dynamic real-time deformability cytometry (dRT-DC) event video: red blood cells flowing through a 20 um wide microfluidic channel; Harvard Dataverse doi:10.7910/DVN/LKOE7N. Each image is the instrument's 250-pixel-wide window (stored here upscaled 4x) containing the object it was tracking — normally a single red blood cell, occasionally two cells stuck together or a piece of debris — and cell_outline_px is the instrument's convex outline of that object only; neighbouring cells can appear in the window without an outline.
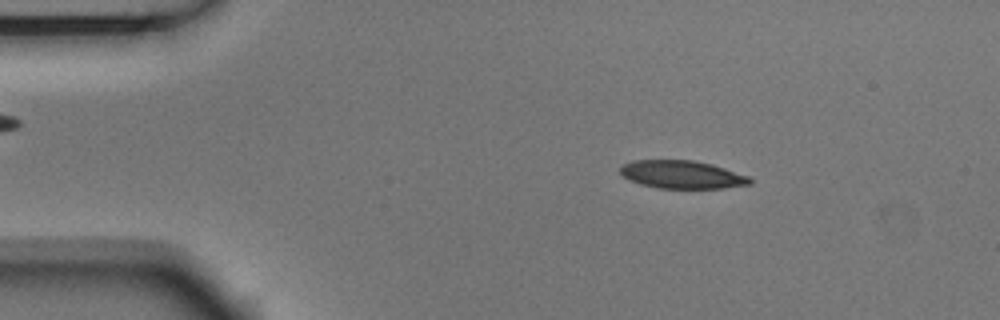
{"species": "Egyptian fruit bat (a non-hibernating species)", "species_latin": "Rousettus aegyptiacus", "temperature_condition": "room temperature", "stored_images_in_passage": 52, "camera_frame_rate_fps": 3000, "um_per_image_px": 0.085, "animal": {"sex": "male"}, "frame": {"image": 1, "passage_image": 6, "time_ms": 1.667, "image_size_px": [1000, 320], "cell_outline_px": [[752, 184], [724, 188], [656, 188], [640, 184], [628, 180], [620, 172], [620, 168], [624, 164], [632, 160], [692, 160], [712, 164], [748, 176], [752, 180]], "centroid_in_image_um": [57.96, 14.84], "position_along_channel_um": 27.0, "area_um2": 21.15}}
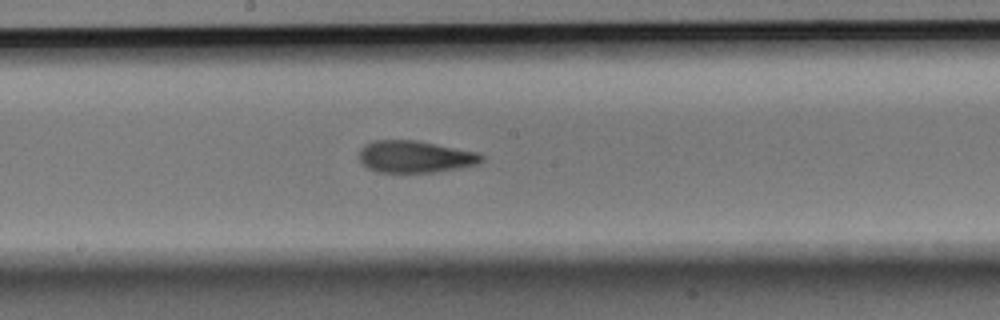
{"frame": {"image": 2, "passage_image": 26, "time_ms": 8.333, "image_size_px": [1000, 320], "cell_outline_px": [[484, 160], [476, 164], [460, 168], [432, 172], [376, 172], [368, 168], [360, 160], [360, 148], [364, 144], [372, 140], [416, 140], [480, 152], [484, 156]], "centroid_in_image_um": [35.3, 13.31], "position_along_channel_um": 212.9, "area_um2": 22.95}}
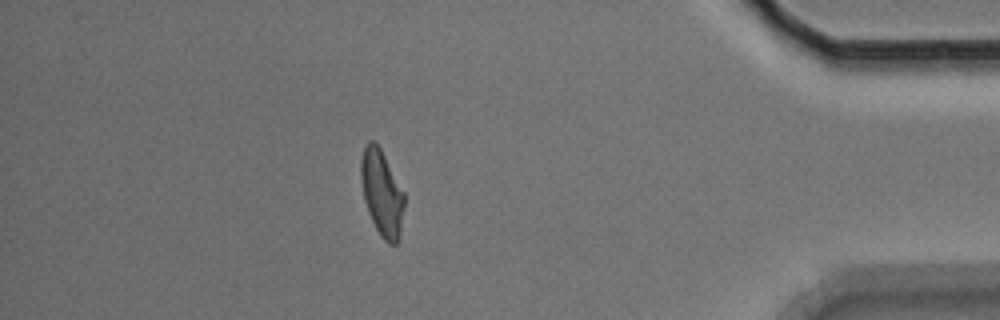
{"frame": {"image": 3, "passage_image": 45, "time_ms": 14.667, "image_size_px": [1000, 320], "cell_outline_px": [[404, 208], [400, 236], [396, 244], [388, 244], [380, 236], [368, 212], [364, 200], [360, 180], [360, 160], [364, 148], [368, 140], [372, 140], [380, 148], [404, 192]], "centroid_in_image_um": [32.45, 16.42], "position_along_channel_um": 402.8, "area_um2": 21.73}, "authors_computed_cell_mechanics": {"area_um2": 22.4553, "velocity_mm_per_s": 3.6679, "shape_relaxation_time_tau1_ms": 4.7876, "shape_relaxation_time_tau2_ms": 3.1072, "deformation_change_tau1": 0.1636, "deformation_change_tau2": 0.1029}}